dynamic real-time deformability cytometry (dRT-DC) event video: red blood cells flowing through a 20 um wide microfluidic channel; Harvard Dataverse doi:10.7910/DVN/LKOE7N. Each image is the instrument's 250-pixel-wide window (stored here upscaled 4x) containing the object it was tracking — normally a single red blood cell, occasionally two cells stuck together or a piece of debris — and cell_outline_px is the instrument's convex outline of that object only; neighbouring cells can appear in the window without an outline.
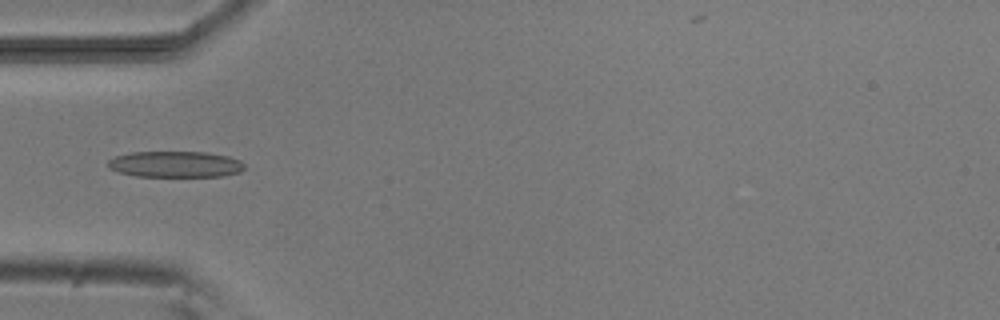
{"species": "common noctule bat (a hibernating species)", "species_latin": "Nyctalus noctula", "temperature_condition": "room temperature", "stored_images_in_passage": 5, "camera_frame_rate_fps": 3000, "um_per_image_px": 0.085, "animal": {"sex": "male", "body_mass_g": 20.5, "forearm_length_mm": 52.5}, "frame": {"image": 1, "passage_image": 5, "time_ms": 4.333, "image_size_px": [1000, 320], "cell_outline_px": [[244, 168], [240, 172], [224, 176], [136, 176], [120, 172], [108, 168], [108, 160], [116, 156], [132, 152], [204, 152], [228, 156], [240, 160], [244, 164]], "centroid_in_image_um": [14.92, 13.96], "position_along_channel_um": 70.1, "area_um2": 20.69}}